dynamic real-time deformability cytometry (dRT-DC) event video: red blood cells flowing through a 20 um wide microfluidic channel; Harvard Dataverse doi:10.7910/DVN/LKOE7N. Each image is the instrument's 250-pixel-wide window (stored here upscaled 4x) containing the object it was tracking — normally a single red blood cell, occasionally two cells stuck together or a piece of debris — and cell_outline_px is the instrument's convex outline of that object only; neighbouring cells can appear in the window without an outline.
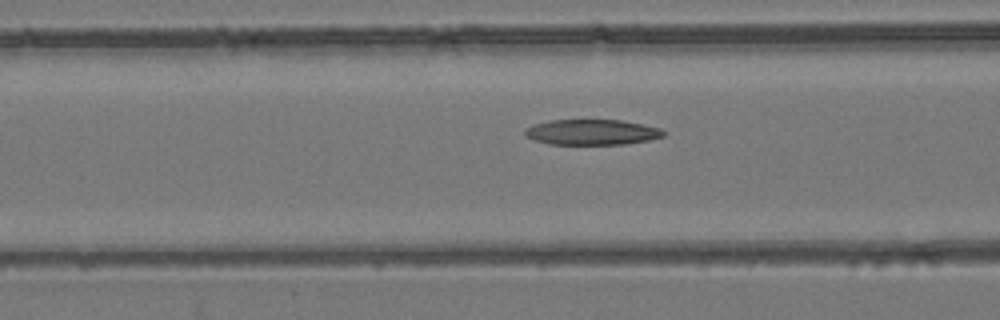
{"species": "common noctule bat (a hibernating species)", "species_latin": "Nyctalus noctula", "temperature_condition": "room temperature", "stored_images_in_passage": 43, "camera_frame_rate_fps": 3000, "um_per_image_px": 0.085, "animal": {"sex": "female", "body_mass_g": 24.6, "forearm_length_mm": 56.2}, "frame": {"image": 1, "passage_image": 16, "time_ms": 5.0, "image_size_px": [1000, 320], "cell_outline_px": [[668, 132], [664, 136], [648, 140], [624, 144], [548, 144], [524, 136], [524, 128], [536, 124], [552, 120], [620, 120], [660, 128]], "centroid_in_image_um": [50.31, 11.23], "position_along_channel_um": 116.3, "area_um2": 20.46}}
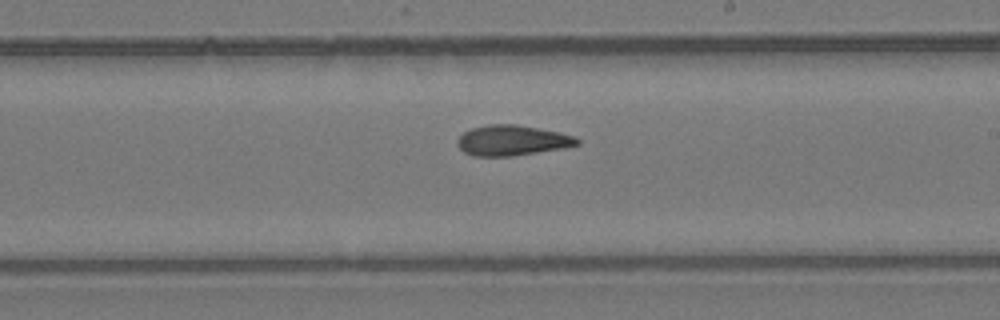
{"frame": {"image": 2, "passage_image": 26, "time_ms": 8.333, "image_size_px": [1000, 320], "cell_outline_px": [[580, 144], [564, 148], [512, 156], [472, 156], [464, 152], [456, 144], [456, 140], [464, 132], [472, 128], [488, 124], [516, 124], [560, 132], [572, 136], [580, 140]], "centroid_in_image_um": [43.51, 11.93], "position_along_channel_um": 245.5, "area_um2": 21.21}}
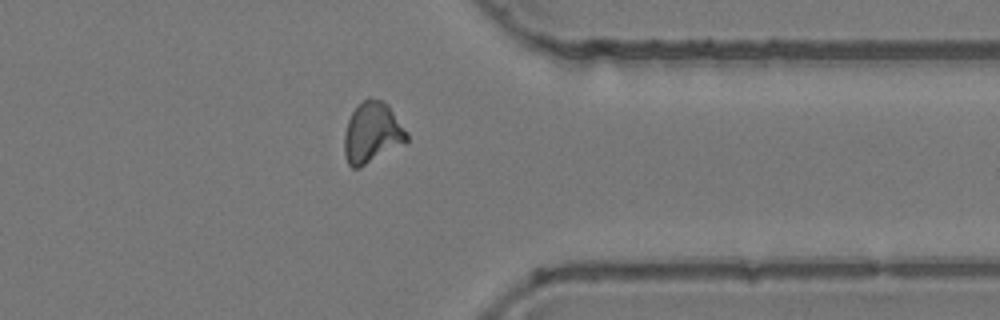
{"frame": {"image": 3, "passage_image": 37, "time_ms": 12.0, "image_size_px": [1000, 320], "cell_outline_px": [[408, 140], [404, 144], [360, 168], [352, 168], [348, 164], [344, 156], [344, 132], [348, 120], [352, 112], [368, 96], [380, 100], [388, 104], [408, 132]], "centroid_in_image_um": [31.63, 11.3], "position_along_channel_um": 379.8, "area_um2": 22.37}, "authors_computed_cell_mechanics": {"area_um2": 21.2704, "velocity_mm_per_s": 3.8735, "shape_relaxation_time_tau1_ms": null, "shape_relaxation_time_tau2_ms": 2.8392, "deformation_change_tau1": null, "deformation_change_tau2": 0.1091}}